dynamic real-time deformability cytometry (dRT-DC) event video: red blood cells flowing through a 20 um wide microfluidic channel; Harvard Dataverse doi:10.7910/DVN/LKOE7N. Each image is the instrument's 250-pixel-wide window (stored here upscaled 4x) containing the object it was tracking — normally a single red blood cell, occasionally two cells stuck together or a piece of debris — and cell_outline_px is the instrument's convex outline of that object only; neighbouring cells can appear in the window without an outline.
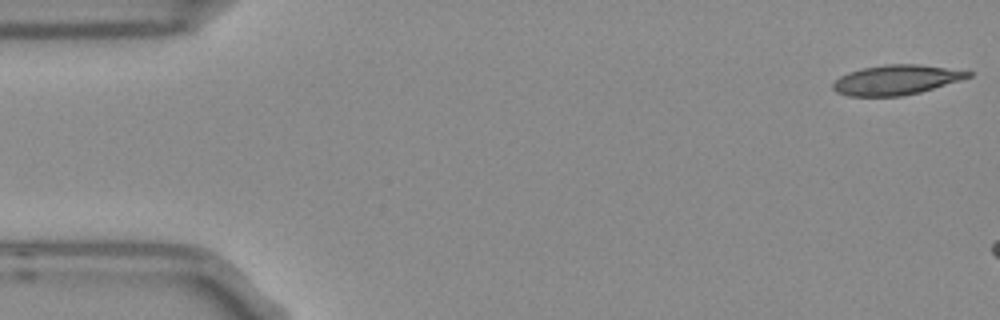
{"species": "Egyptian fruit bat (a non-hibernating species)", "species_latin": "Rousettus aegyptiacus", "temperature_condition": "room temperature", "stored_images_in_passage": 4, "camera_frame_rate_fps": 3000, "um_per_image_px": 0.085, "frame": {"image": 1, "passage_image": 1, "time_ms": 0.0, "image_size_px": [1000, 320], "cell_outline_px": [[972, 76], [960, 80], [920, 92], [900, 96], [848, 96], [836, 92], [832, 88], [832, 84], [840, 76], [848, 72], [860, 68], [884, 64], [920, 64], [972, 72]], "centroid_in_image_um": [76.13, 6.78], "position_along_channel_um": 8.9, "area_um2": 23.41}}